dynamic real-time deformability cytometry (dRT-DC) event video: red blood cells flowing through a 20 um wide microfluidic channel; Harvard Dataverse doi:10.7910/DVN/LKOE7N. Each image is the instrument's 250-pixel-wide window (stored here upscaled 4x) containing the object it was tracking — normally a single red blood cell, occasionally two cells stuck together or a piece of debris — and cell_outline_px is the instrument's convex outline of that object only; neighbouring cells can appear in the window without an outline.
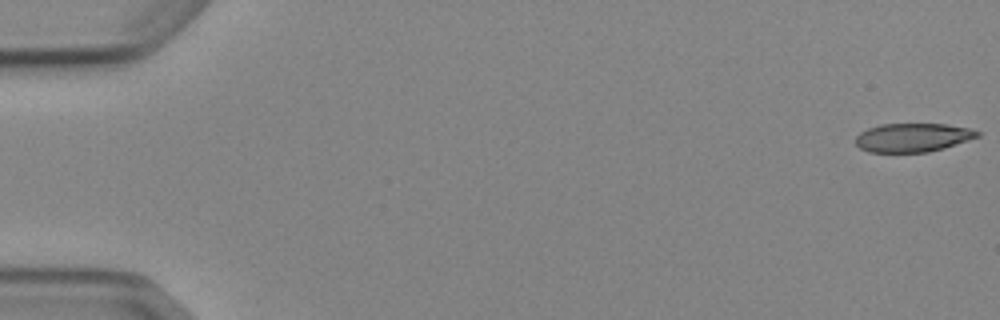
{"species": "Egyptian fruit bat (a non-hibernating species)", "species_latin": "Rousettus aegyptiacus", "temperature_condition": "cold", "stored_images_in_passage": 5, "camera_frame_rate_fps": 3000, "um_per_image_px": 0.085, "animal": {"sex": "female"}, "frame": {"image": 1, "passage_image": 1, "time_ms": 0.0, "image_size_px": [1000, 320], "cell_outline_px": [[980, 136], [944, 148], [928, 152], [868, 152], [860, 148], [856, 144], [856, 136], [860, 132], [868, 128], [880, 124], [948, 124], [968, 128], [980, 132]], "centroid_in_image_um": [77.57, 11.69], "position_along_channel_um": 7.4, "area_um2": 20.35}}
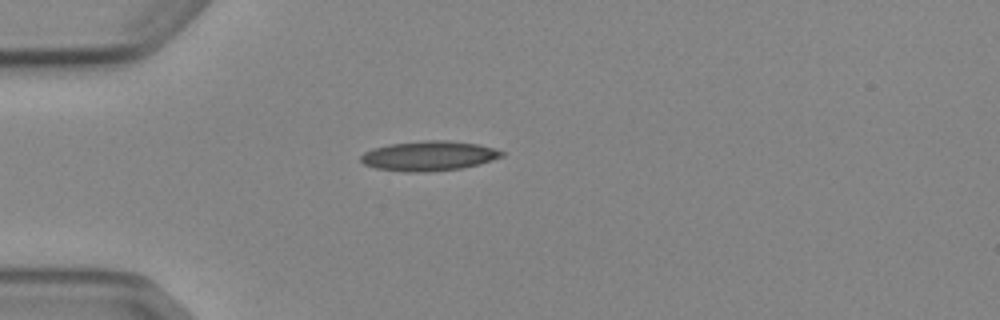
{"frame": {"image": 2, "passage_image": 5, "time_ms": 4.667, "image_size_px": [1000, 320], "cell_outline_px": [[504, 156], [480, 164], [460, 168], [428, 172], [408, 172], [376, 168], [364, 164], [360, 160], [360, 156], [364, 152], [372, 148], [388, 144], [424, 140], [448, 140], [476, 144], [492, 148], [504, 152]], "centroid_in_image_um": [36.42, 13.25], "position_along_channel_um": 48.6, "area_um2": 24.45}}